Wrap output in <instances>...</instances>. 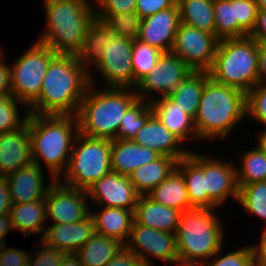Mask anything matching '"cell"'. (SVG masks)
Returning a JSON list of instances; mask_svg holds the SVG:
<instances>
[{
  "label": "cell",
  "instance_id": "30",
  "mask_svg": "<svg viewBox=\"0 0 266 266\" xmlns=\"http://www.w3.org/2000/svg\"><path fill=\"white\" fill-rule=\"evenodd\" d=\"M147 196L157 203L181 212L193 208L190 204L185 180L177 168Z\"/></svg>",
  "mask_w": 266,
  "mask_h": 266
},
{
  "label": "cell",
  "instance_id": "41",
  "mask_svg": "<svg viewBox=\"0 0 266 266\" xmlns=\"http://www.w3.org/2000/svg\"><path fill=\"white\" fill-rule=\"evenodd\" d=\"M247 118L266 129V83L259 82L246 94Z\"/></svg>",
  "mask_w": 266,
  "mask_h": 266
},
{
  "label": "cell",
  "instance_id": "16",
  "mask_svg": "<svg viewBox=\"0 0 266 266\" xmlns=\"http://www.w3.org/2000/svg\"><path fill=\"white\" fill-rule=\"evenodd\" d=\"M223 159L204 154L206 190L219 207H223L230 197L237 203L239 195L235 161Z\"/></svg>",
  "mask_w": 266,
  "mask_h": 266
},
{
  "label": "cell",
  "instance_id": "39",
  "mask_svg": "<svg viewBox=\"0 0 266 266\" xmlns=\"http://www.w3.org/2000/svg\"><path fill=\"white\" fill-rule=\"evenodd\" d=\"M20 104L23 105V108L26 107L23 112L26 113L25 115L20 113V108H22L19 107ZM21 115H24L23 118ZM28 116V107L23 102L11 94L0 97V134L22 128L26 124Z\"/></svg>",
  "mask_w": 266,
  "mask_h": 266
},
{
  "label": "cell",
  "instance_id": "9",
  "mask_svg": "<svg viewBox=\"0 0 266 266\" xmlns=\"http://www.w3.org/2000/svg\"><path fill=\"white\" fill-rule=\"evenodd\" d=\"M56 55L36 40L12 65L9 63L11 95L29 107L39 97L48 65Z\"/></svg>",
  "mask_w": 266,
  "mask_h": 266
},
{
  "label": "cell",
  "instance_id": "31",
  "mask_svg": "<svg viewBox=\"0 0 266 266\" xmlns=\"http://www.w3.org/2000/svg\"><path fill=\"white\" fill-rule=\"evenodd\" d=\"M209 79L210 76L207 71H192L167 97L194 119L204 85Z\"/></svg>",
  "mask_w": 266,
  "mask_h": 266
},
{
  "label": "cell",
  "instance_id": "55",
  "mask_svg": "<svg viewBox=\"0 0 266 266\" xmlns=\"http://www.w3.org/2000/svg\"><path fill=\"white\" fill-rule=\"evenodd\" d=\"M59 266H82L80 257L76 253L64 254Z\"/></svg>",
  "mask_w": 266,
  "mask_h": 266
},
{
  "label": "cell",
  "instance_id": "33",
  "mask_svg": "<svg viewBox=\"0 0 266 266\" xmlns=\"http://www.w3.org/2000/svg\"><path fill=\"white\" fill-rule=\"evenodd\" d=\"M214 0H177L180 22L215 34Z\"/></svg>",
  "mask_w": 266,
  "mask_h": 266
},
{
  "label": "cell",
  "instance_id": "59",
  "mask_svg": "<svg viewBox=\"0 0 266 266\" xmlns=\"http://www.w3.org/2000/svg\"><path fill=\"white\" fill-rule=\"evenodd\" d=\"M7 246L6 239H0V255L2 254L4 248Z\"/></svg>",
  "mask_w": 266,
  "mask_h": 266
},
{
  "label": "cell",
  "instance_id": "28",
  "mask_svg": "<svg viewBox=\"0 0 266 266\" xmlns=\"http://www.w3.org/2000/svg\"><path fill=\"white\" fill-rule=\"evenodd\" d=\"M114 35L102 20L95 17L90 22L83 46L77 54L79 62L88 72L100 61L104 48L112 42Z\"/></svg>",
  "mask_w": 266,
  "mask_h": 266
},
{
  "label": "cell",
  "instance_id": "8",
  "mask_svg": "<svg viewBox=\"0 0 266 266\" xmlns=\"http://www.w3.org/2000/svg\"><path fill=\"white\" fill-rule=\"evenodd\" d=\"M110 158V139L92 138L78 133L67 168L58 181L62 185L87 190L112 171Z\"/></svg>",
  "mask_w": 266,
  "mask_h": 266
},
{
  "label": "cell",
  "instance_id": "51",
  "mask_svg": "<svg viewBox=\"0 0 266 266\" xmlns=\"http://www.w3.org/2000/svg\"><path fill=\"white\" fill-rule=\"evenodd\" d=\"M250 36L257 42L266 43V10L259 9L256 25Z\"/></svg>",
  "mask_w": 266,
  "mask_h": 266
},
{
  "label": "cell",
  "instance_id": "22",
  "mask_svg": "<svg viewBox=\"0 0 266 266\" xmlns=\"http://www.w3.org/2000/svg\"><path fill=\"white\" fill-rule=\"evenodd\" d=\"M176 168L185 180L192 207L219 209V206L208 196V190H206L203 153L191 150L187 157L177 162Z\"/></svg>",
  "mask_w": 266,
  "mask_h": 266
},
{
  "label": "cell",
  "instance_id": "2",
  "mask_svg": "<svg viewBox=\"0 0 266 266\" xmlns=\"http://www.w3.org/2000/svg\"><path fill=\"white\" fill-rule=\"evenodd\" d=\"M26 123L33 163L48 169L45 171L49 176L58 180L67 168L75 137L79 133L76 115L29 114Z\"/></svg>",
  "mask_w": 266,
  "mask_h": 266
},
{
  "label": "cell",
  "instance_id": "40",
  "mask_svg": "<svg viewBox=\"0 0 266 266\" xmlns=\"http://www.w3.org/2000/svg\"><path fill=\"white\" fill-rule=\"evenodd\" d=\"M95 17L102 20L117 36L127 37L132 40L138 38L142 18L135 11L127 14L95 15Z\"/></svg>",
  "mask_w": 266,
  "mask_h": 266
},
{
  "label": "cell",
  "instance_id": "50",
  "mask_svg": "<svg viewBox=\"0 0 266 266\" xmlns=\"http://www.w3.org/2000/svg\"><path fill=\"white\" fill-rule=\"evenodd\" d=\"M260 242L250 244L254 255V264L256 266H266V230L261 231Z\"/></svg>",
  "mask_w": 266,
  "mask_h": 266
},
{
  "label": "cell",
  "instance_id": "57",
  "mask_svg": "<svg viewBox=\"0 0 266 266\" xmlns=\"http://www.w3.org/2000/svg\"><path fill=\"white\" fill-rule=\"evenodd\" d=\"M175 266H205L204 262H194V261H183V260H177L174 263Z\"/></svg>",
  "mask_w": 266,
  "mask_h": 266
},
{
  "label": "cell",
  "instance_id": "19",
  "mask_svg": "<svg viewBox=\"0 0 266 266\" xmlns=\"http://www.w3.org/2000/svg\"><path fill=\"white\" fill-rule=\"evenodd\" d=\"M94 233V220L90 214L86 219L71 224H49L40 240L65 254L77 253Z\"/></svg>",
  "mask_w": 266,
  "mask_h": 266
},
{
  "label": "cell",
  "instance_id": "15",
  "mask_svg": "<svg viewBox=\"0 0 266 266\" xmlns=\"http://www.w3.org/2000/svg\"><path fill=\"white\" fill-rule=\"evenodd\" d=\"M86 191L89 202H93L98 207H115L133 211L140 196L128 176L113 171L97 180Z\"/></svg>",
  "mask_w": 266,
  "mask_h": 266
},
{
  "label": "cell",
  "instance_id": "18",
  "mask_svg": "<svg viewBox=\"0 0 266 266\" xmlns=\"http://www.w3.org/2000/svg\"><path fill=\"white\" fill-rule=\"evenodd\" d=\"M179 24V7L176 4L174 7L143 18L137 39L163 53L171 52Z\"/></svg>",
  "mask_w": 266,
  "mask_h": 266
},
{
  "label": "cell",
  "instance_id": "56",
  "mask_svg": "<svg viewBox=\"0 0 266 266\" xmlns=\"http://www.w3.org/2000/svg\"><path fill=\"white\" fill-rule=\"evenodd\" d=\"M259 132V135L255 137V144L266 154V129H261Z\"/></svg>",
  "mask_w": 266,
  "mask_h": 266
},
{
  "label": "cell",
  "instance_id": "48",
  "mask_svg": "<svg viewBox=\"0 0 266 266\" xmlns=\"http://www.w3.org/2000/svg\"><path fill=\"white\" fill-rule=\"evenodd\" d=\"M105 266H146L140 256L125 245Z\"/></svg>",
  "mask_w": 266,
  "mask_h": 266
},
{
  "label": "cell",
  "instance_id": "3",
  "mask_svg": "<svg viewBox=\"0 0 266 266\" xmlns=\"http://www.w3.org/2000/svg\"><path fill=\"white\" fill-rule=\"evenodd\" d=\"M246 119V93L210 78L204 85L194 118L199 142L230 138Z\"/></svg>",
  "mask_w": 266,
  "mask_h": 266
},
{
  "label": "cell",
  "instance_id": "24",
  "mask_svg": "<svg viewBox=\"0 0 266 266\" xmlns=\"http://www.w3.org/2000/svg\"><path fill=\"white\" fill-rule=\"evenodd\" d=\"M153 114L162 124L185 144L188 142H199L194 125V119L184 109H181L168 97H161L150 102Z\"/></svg>",
  "mask_w": 266,
  "mask_h": 266
},
{
  "label": "cell",
  "instance_id": "58",
  "mask_svg": "<svg viewBox=\"0 0 266 266\" xmlns=\"http://www.w3.org/2000/svg\"><path fill=\"white\" fill-rule=\"evenodd\" d=\"M259 9L266 10V0H256Z\"/></svg>",
  "mask_w": 266,
  "mask_h": 266
},
{
  "label": "cell",
  "instance_id": "4",
  "mask_svg": "<svg viewBox=\"0 0 266 266\" xmlns=\"http://www.w3.org/2000/svg\"><path fill=\"white\" fill-rule=\"evenodd\" d=\"M45 30L37 41L57 54L77 55L95 18L92 0H43Z\"/></svg>",
  "mask_w": 266,
  "mask_h": 266
},
{
  "label": "cell",
  "instance_id": "5",
  "mask_svg": "<svg viewBox=\"0 0 266 266\" xmlns=\"http://www.w3.org/2000/svg\"><path fill=\"white\" fill-rule=\"evenodd\" d=\"M90 84L76 114L79 133L92 138L114 139L123 115L138 100L134 88Z\"/></svg>",
  "mask_w": 266,
  "mask_h": 266
},
{
  "label": "cell",
  "instance_id": "42",
  "mask_svg": "<svg viewBox=\"0 0 266 266\" xmlns=\"http://www.w3.org/2000/svg\"><path fill=\"white\" fill-rule=\"evenodd\" d=\"M222 247L208 261L205 266H252L254 264V255L251 245L236 248L234 251L221 255Z\"/></svg>",
  "mask_w": 266,
  "mask_h": 266
},
{
  "label": "cell",
  "instance_id": "27",
  "mask_svg": "<svg viewBox=\"0 0 266 266\" xmlns=\"http://www.w3.org/2000/svg\"><path fill=\"white\" fill-rule=\"evenodd\" d=\"M11 226L13 231L18 230L23 237H30L31 234L41 235V239L46 230V204L45 199L35 202H25L12 204L9 211Z\"/></svg>",
  "mask_w": 266,
  "mask_h": 266
},
{
  "label": "cell",
  "instance_id": "44",
  "mask_svg": "<svg viewBox=\"0 0 266 266\" xmlns=\"http://www.w3.org/2000/svg\"><path fill=\"white\" fill-rule=\"evenodd\" d=\"M37 244L40 248L35 252L31 251L27 266H59L65 253L46 246L41 240Z\"/></svg>",
  "mask_w": 266,
  "mask_h": 266
},
{
  "label": "cell",
  "instance_id": "53",
  "mask_svg": "<svg viewBox=\"0 0 266 266\" xmlns=\"http://www.w3.org/2000/svg\"><path fill=\"white\" fill-rule=\"evenodd\" d=\"M259 82L266 83V43L258 42Z\"/></svg>",
  "mask_w": 266,
  "mask_h": 266
},
{
  "label": "cell",
  "instance_id": "60",
  "mask_svg": "<svg viewBox=\"0 0 266 266\" xmlns=\"http://www.w3.org/2000/svg\"><path fill=\"white\" fill-rule=\"evenodd\" d=\"M3 55H4V49H3V47H1V45H0V58H1Z\"/></svg>",
  "mask_w": 266,
  "mask_h": 266
},
{
  "label": "cell",
  "instance_id": "1",
  "mask_svg": "<svg viewBox=\"0 0 266 266\" xmlns=\"http://www.w3.org/2000/svg\"><path fill=\"white\" fill-rule=\"evenodd\" d=\"M90 86L89 72L77 55L57 54L49 63L39 97L29 114L76 115Z\"/></svg>",
  "mask_w": 266,
  "mask_h": 266
},
{
  "label": "cell",
  "instance_id": "32",
  "mask_svg": "<svg viewBox=\"0 0 266 266\" xmlns=\"http://www.w3.org/2000/svg\"><path fill=\"white\" fill-rule=\"evenodd\" d=\"M123 246L117 239L94 233L76 254L82 266H105Z\"/></svg>",
  "mask_w": 266,
  "mask_h": 266
},
{
  "label": "cell",
  "instance_id": "43",
  "mask_svg": "<svg viewBox=\"0 0 266 266\" xmlns=\"http://www.w3.org/2000/svg\"><path fill=\"white\" fill-rule=\"evenodd\" d=\"M258 11L256 0H233L234 20L248 35L254 30Z\"/></svg>",
  "mask_w": 266,
  "mask_h": 266
},
{
  "label": "cell",
  "instance_id": "46",
  "mask_svg": "<svg viewBox=\"0 0 266 266\" xmlns=\"http://www.w3.org/2000/svg\"><path fill=\"white\" fill-rule=\"evenodd\" d=\"M176 4L177 0H137L135 12L143 19L157 12L174 7Z\"/></svg>",
  "mask_w": 266,
  "mask_h": 266
},
{
  "label": "cell",
  "instance_id": "13",
  "mask_svg": "<svg viewBox=\"0 0 266 266\" xmlns=\"http://www.w3.org/2000/svg\"><path fill=\"white\" fill-rule=\"evenodd\" d=\"M46 218L51 223L71 224L91 214L86 190L62 185L55 180L45 197Z\"/></svg>",
  "mask_w": 266,
  "mask_h": 266
},
{
  "label": "cell",
  "instance_id": "54",
  "mask_svg": "<svg viewBox=\"0 0 266 266\" xmlns=\"http://www.w3.org/2000/svg\"><path fill=\"white\" fill-rule=\"evenodd\" d=\"M11 230L13 229L9 214H0V239H4Z\"/></svg>",
  "mask_w": 266,
  "mask_h": 266
},
{
  "label": "cell",
  "instance_id": "23",
  "mask_svg": "<svg viewBox=\"0 0 266 266\" xmlns=\"http://www.w3.org/2000/svg\"><path fill=\"white\" fill-rule=\"evenodd\" d=\"M161 155L133 140H111V170L128 176L136 168L155 161Z\"/></svg>",
  "mask_w": 266,
  "mask_h": 266
},
{
  "label": "cell",
  "instance_id": "52",
  "mask_svg": "<svg viewBox=\"0 0 266 266\" xmlns=\"http://www.w3.org/2000/svg\"><path fill=\"white\" fill-rule=\"evenodd\" d=\"M12 207L7 178L0 176V214H9Z\"/></svg>",
  "mask_w": 266,
  "mask_h": 266
},
{
  "label": "cell",
  "instance_id": "7",
  "mask_svg": "<svg viewBox=\"0 0 266 266\" xmlns=\"http://www.w3.org/2000/svg\"><path fill=\"white\" fill-rule=\"evenodd\" d=\"M210 78L248 93L259 83L258 42L250 35L219 41Z\"/></svg>",
  "mask_w": 266,
  "mask_h": 266
},
{
  "label": "cell",
  "instance_id": "38",
  "mask_svg": "<svg viewBox=\"0 0 266 266\" xmlns=\"http://www.w3.org/2000/svg\"><path fill=\"white\" fill-rule=\"evenodd\" d=\"M162 54V51L141 40H133L131 62L134 72V87L141 78L152 70Z\"/></svg>",
  "mask_w": 266,
  "mask_h": 266
},
{
  "label": "cell",
  "instance_id": "21",
  "mask_svg": "<svg viewBox=\"0 0 266 266\" xmlns=\"http://www.w3.org/2000/svg\"><path fill=\"white\" fill-rule=\"evenodd\" d=\"M33 163L27 123L20 129L0 134V176Z\"/></svg>",
  "mask_w": 266,
  "mask_h": 266
},
{
  "label": "cell",
  "instance_id": "10",
  "mask_svg": "<svg viewBox=\"0 0 266 266\" xmlns=\"http://www.w3.org/2000/svg\"><path fill=\"white\" fill-rule=\"evenodd\" d=\"M132 48V39L114 35L112 42L104 48L100 61L91 68V70L96 68L97 71H89L90 84L98 86L94 76L98 73L100 76L98 78L102 79L104 87L134 88Z\"/></svg>",
  "mask_w": 266,
  "mask_h": 266
},
{
  "label": "cell",
  "instance_id": "35",
  "mask_svg": "<svg viewBox=\"0 0 266 266\" xmlns=\"http://www.w3.org/2000/svg\"><path fill=\"white\" fill-rule=\"evenodd\" d=\"M250 216L258 217L262 220L266 230V181L254 182L239 187L238 200Z\"/></svg>",
  "mask_w": 266,
  "mask_h": 266
},
{
  "label": "cell",
  "instance_id": "6",
  "mask_svg": "<svg viewBox=\"0 0 266 266\" xmlns=\"http://www.w3.org/2000/svg\"><path fill=\"white\" fill-rule=\"evenodd\" d=\"M216 210L193 207L181 212L175 232L179 260L205 262L224 246L225 231Z\"/></svg>",
  "mask_w": 266,
  "mask_h": 266
},
{
  "label": "cell",
  "instance_id": "36",
  "mask_svg": "<svg viewBox=\"0 0 266 266\" xmlns=\"http://www.w3.org/2000/svg\"><path fill=\"white\" fill-rule=\"evenodd\" d=\"M153 115L150 102L137 100L123 115L121 125L114 139L134 140L137 132Z\"/></svg>",
  "mask_w": 266,
  "mask_h": 266
},
{
  "label": "cell",
  "instance_id": "20",
  "mask_svg": "<svg viewBox=\"0 0 266 266\" xmlns=\"http://www.w3.org/2000/svg\"><path fill=\"white\" fill-rule=\"evenodd\" d=\"M133 141L156 151L161 156H170L177 161L187 157L191 151V149H187L185 143L174 133L170 132L154 114L137 132Z\"/></svg>",
  "mask_w": 266,
  "mask_h": 266
},
{
  "label": "cell",
  "instance_id": "37",
  "mask_svg": "<svg viewBox=\"0 0 266 266\" xmlns=\"http://www.w3.org/2000/svg\"><path fill=\"white\" fill-rule=\"evenodd\" d=\"M215 35L225 38L244 37L248 34L234 20L233 0H214Z\"/></svg>",
  "mask_w": 266,
  "mask_h": 266
},
{
  "label": "cell",
  "instance_id": "29",
  "mask_svg": "<svg viewBox=\"0 0 266 266\" xmlns=\"http://www.w3.org/2000/svg\"><path fill=\"white\" fill-rule=\"evenodd\" d=\"M177 162L173 157L160 156L136 168L128 175L129 180L140 196L147 195L176 169Z\"/></svg>",
  "mask_w": 266,
  "mask_h": 266
},
{
  "label": "cell",
  "instance_id": "14",
  "mask_svg": "<svg viewBox=\"0 0 266 266\" xmlns=\"http://www.w3.org/2000/svg\"><path fill=\"white\" fill-rule=\"evenodd\" d=\"M125 246L140 256L146 266H154L152 259L164 261L166 266L178 260L175 233L160 231L133 222Z\"/></svg>",
  "mask_w": 266,
  "mask_h": 266
},
{
  "label": "cell",
  "instance_id": "45",
  "mask_svg": "<svg viewBox=\"0 0 266 266\" xmlns=\"http://www.w3.org/2000/svg\"><path fill=\"white\" fill-rule=\"evenodd\" d=\"M95 15L130 13L136 10L137 0H93ZM96 3V4H95Z\"/></svg>",
  "mask_w": 266,
  "mask_h": 266
},
{
  "label": "cell",
  "instance_id": "49",
  "mask_svg": "<svg viewBox=\"0 0 266 266\" xmlns=\"http://www.w3.org/2000/svg\"><path fill=\"white\" fill-rule=\"evenodd\" d=\"M5 54L0 58V97L11 94V69Z\"/></svg>",
  "mask_w": 266,
  "mask_h": 266
},
{
  "label": "cell",
  "instance_id": "17",
  "mask_svg": "<svg viewBox=\"0 0 266 266\" xmlns=\"http://www.w3.org/2000/svg\"><path fill=\"white\" fill-rule=\"evenodd\" d=\"M44 175H47L44 169L34 163L7 175L12 204L44 200L48 189L55 181L53 177L47 179ZM46 179L49 180L48 183L45 182Z\"/></svg>",
  "mask_w": 266,
  "mask_h": 266
},
{
  "label": "cell",
  "instance_id": "26",
  "mask_svg": "<svg viewBox=\"0 0 266 266\" xmlns=\"http://www.w3.org/2000/svg\"><path fill=\"white\" fill-rule=\"evenodd\" d=\"M93 209L91 207L95 233L117 239L125 245L131 234L134 211L115 207H98L95 211Z\"/></svg>",
  "mask_w": 266,
  "mask_h": 266
},
{
  "label": "cell",
  "instance_id": "25",
  "mask_svg": "<svg viewBox=\"0 0 266 266\" xmlns=\"http://www.w3.org/2000/svg\"><path fill=\"white\" fill-rule=\"evenodd\" d=\"M180 214L181 211L175 208L157 203L147 195H141L134 210V221L142 226L175 233Z\"/></svg>",
  "mask_w": 266,
  "mask_h": 266
},
{
  "label": "cell",
  "instance_id": "12",
  "mask_svg": "<svg viewBox=\"0 0 266 266\" xmlns=\"http://www.w3.org/2000/svg\"><path fill=\"white\" fill-rule=\"evenodd\" d=\"M220 39L180 22L171 52L193 71H209L214 62Z\"/></svg>",
  "mask_w": 266,
  "mask_h": 266
},
{
  "label": "cell",
  "instance_id": "47",
  "mask_svg": "<svg viewBox=\"0 0 266 266\" xmlns=\"http://www.w3.org/2000/svg\"><path fill=\"white\" fill-rule=\"evenodd\" d=\"M29 255L25 250L6 246L0 255V266H27Z\"/></svg>",
  "mask_w": 266,
  "mask_h": 266
},
{
  "label": "cell",
  "instance_id": "34",
  "mask_svg": "<svg viewBox=\"0 0 266 266\" xmlns=\"http://www.w3.org/2000/svg\"><path fill=\"white\" fill-rule=\"evenodd\" d=\"M251 149L243 150L236 164L238 186L266 181V154L255 144ZM240 164V165H239Z\"/></svg>",
  "mask_w": 266,
  "mask_h": 266
},
{
  "label": "cell",
  "instance_id": "11",
  "mask_svg": "<svg viewBox=\"0 0 266 266\" xmlns=\"http://www.w3.org/2000/svg\"><path fill=\"white\" fill-rule=\"evenodd\" d=\"M192 71L172 52L163 53L152 70L136 83L137 99L151 102L169 96Z\"/></svg>",
  "mask_w": 266,
  "mask_h": 266
}]
</instances>
